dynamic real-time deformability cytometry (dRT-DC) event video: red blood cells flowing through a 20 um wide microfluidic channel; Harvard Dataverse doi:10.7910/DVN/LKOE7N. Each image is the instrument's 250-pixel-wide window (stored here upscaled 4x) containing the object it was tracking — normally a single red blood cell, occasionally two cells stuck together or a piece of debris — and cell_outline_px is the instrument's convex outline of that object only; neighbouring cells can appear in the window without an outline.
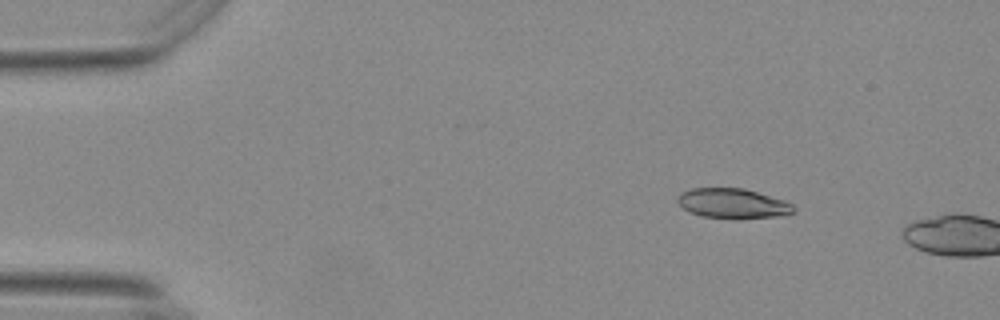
{"species": "Egyptian fruit bat (a non-hibernating species)", "species_latin": "Rousettus aegyptiacus", "temperature_condition": "warm", "stored_images_in_passage": 11, "camera_frame_rate_fps": 3000, "um_per_image_px": 0.085, "animal": {"sex": "female"}, "frame": {"image": 1, "passage_image": 8, "time_ms": 2.333, "image_size_px": [1000, 320], "cell_outline_px": [[796, 208], [792, 212], [784, 216], [740, 220], [732, 220], [700, 216], [688, 212], [676, 200], [684, 192], [692, 188], [744, 188], [784, 200], [792, 204]], "centroid_in_image_um": [62.33, 17.33], "position_along_channel_um": 22.7, "area_um2": 20.63}}